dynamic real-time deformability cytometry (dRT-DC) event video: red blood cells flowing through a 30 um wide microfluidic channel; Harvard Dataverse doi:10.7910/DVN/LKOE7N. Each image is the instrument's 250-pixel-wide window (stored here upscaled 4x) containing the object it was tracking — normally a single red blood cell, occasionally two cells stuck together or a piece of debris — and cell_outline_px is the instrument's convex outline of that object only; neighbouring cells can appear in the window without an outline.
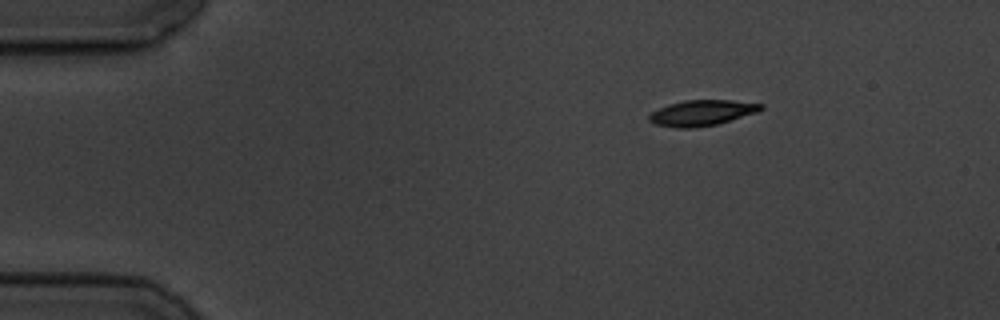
{"species": "common noctule bat (a hibernating species)", "species_latin": "Nyctalus noctula", "temperature_condition": "cold", "stored_images_in_passage": 5, "camera_frame_rate_fps": 3000, "um_per_image_px": 0.085, "animal": {"sex": "male", "body_mass_g": 19.5, "forearm_length_mm": 54.6}, "frame": {"image": 1, "passage_image": 5, "time_ms": 4.667, "image_size_px": [1000, 320], "cell_outline_px": [[764, 108], [756, 112], [716, 124], [692, 128], [676, 128], [656, 124], [648, 120], [648, 116], [652, 112], [668, 104], [684, 100], [732, 100], [764, 104]], "centroid_in_image_um": [59.64, 9.58], "position_along_channel_um": 25.4, "area_um2": 16.53}}